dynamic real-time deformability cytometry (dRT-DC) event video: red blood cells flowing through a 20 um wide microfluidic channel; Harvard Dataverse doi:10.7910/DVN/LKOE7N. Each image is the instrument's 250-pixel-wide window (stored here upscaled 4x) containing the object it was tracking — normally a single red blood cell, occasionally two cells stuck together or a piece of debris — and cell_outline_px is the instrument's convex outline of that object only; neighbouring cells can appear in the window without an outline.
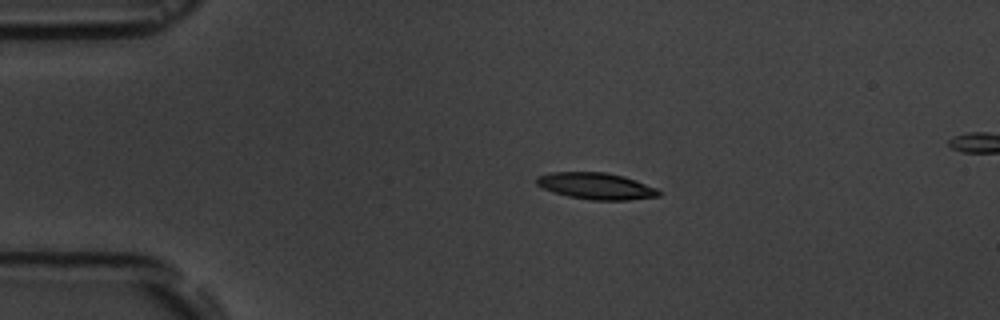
{"species": "common noctule bat (a hibernating species)", "species_latin": "Nyctalus noctula", "temperature_condition": "room temperature", "stored_images_in_passage": 3, "camera_frame_rate_fps": 3000, "um_per_image_px": 0.085, "animal": {"sex": "male", "body_mass_g": 19.5, "forearm_length_mm": 54.6}, "frame": {"image": 1, "passage_image": 1, "time_ms": 0.0, "image_size_px": [1000, 320], "cell_outline_px": [[660, 196], [628, 200], [592, 200], [568, 196], [552, 192], [536, 184], [536, 176], [552, 172], [608, 172], [624, 176], [636, 180], [656, 188], [660, 192]], "centroid_in_image_um": [50.66, 15.81], "position_along_channel_um": 34.3, "area_um2": 18.96}}